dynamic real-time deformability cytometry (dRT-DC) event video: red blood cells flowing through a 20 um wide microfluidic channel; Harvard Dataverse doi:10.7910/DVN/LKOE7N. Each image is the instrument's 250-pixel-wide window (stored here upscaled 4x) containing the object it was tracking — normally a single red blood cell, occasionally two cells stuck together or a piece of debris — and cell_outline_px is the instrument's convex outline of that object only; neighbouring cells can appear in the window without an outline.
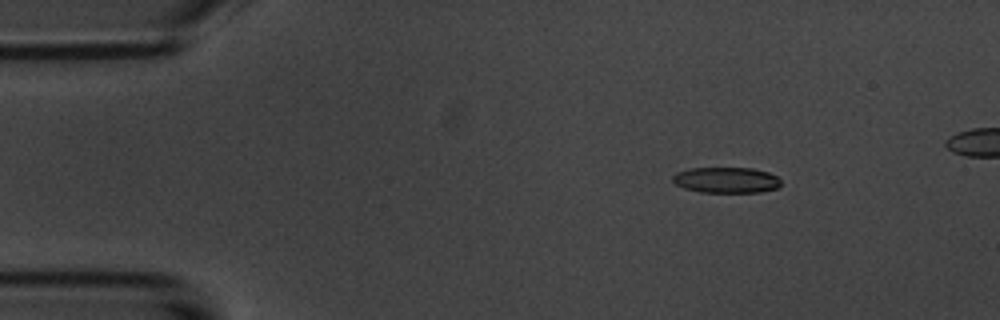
{"species": "common noctule bat (a hibernating species)", "species_latin": "Nyctalus noctula", "temperature_condition": "room temperature", "stored_images_in_passage": 6, "camera_frame_rate_fps": 3000, "um_per_image_px": 0.085, "animal": {"sex": "male", "body_mass_g": 20.1, "forearm_length_mm": 53.5}, "frame": {"image": 1, "passage_image": 3, "time_ms": 2.333, "image_size_px": [1000, 320], "cell_outline_px": [[780, 184], [776, 188], [760, 192], [700, 192], [684, 188], [676, 184], [672, 180], [672, 176], [676, 172], [688, 168], [752, 168], [768, 172], [776, 176], [780, 180]], "centroid_in_image_um": [61.7, 15.3], "position_along_channel_um": 23.3, "area_um2": 16.24}}